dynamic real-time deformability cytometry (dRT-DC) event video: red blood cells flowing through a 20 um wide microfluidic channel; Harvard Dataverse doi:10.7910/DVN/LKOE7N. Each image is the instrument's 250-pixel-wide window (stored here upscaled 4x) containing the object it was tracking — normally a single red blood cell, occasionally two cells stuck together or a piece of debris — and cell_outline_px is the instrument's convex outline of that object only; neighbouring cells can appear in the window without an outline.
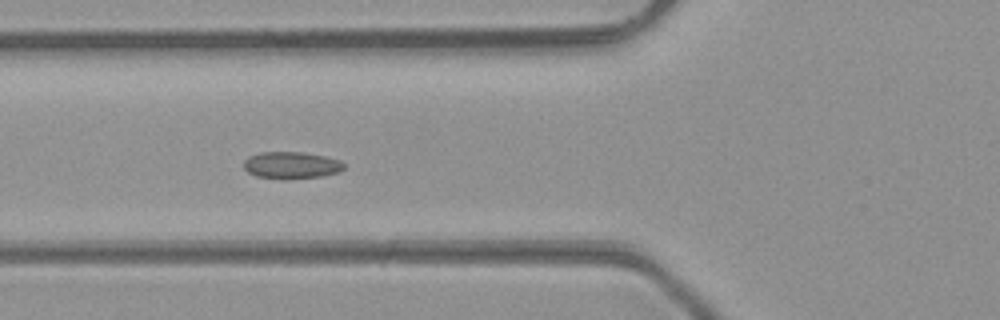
{"species": "common noctule bat (a hibernating species)", "species_latin": "Nyctalus noctula", "temperature_condition": "room temperature", "stored_images_in_passage": 45, "camera_frame_rate_fps": 3000, "um_per_image_px": 0.085, "animal": {"sex": "male", "body_mass_g": 23.1, "forearm_length_mm": 52.7}, "frame": {"image": 1, "passage_image": 14, "time_ms": 4.333, "image_size_px": [1000, 320], "cell_outline_px": [[344, 168], [340, 172], [320, 176], [284, 180], [256, 176], [248, 172], [244, 168], [244, 160], [248, 156], [260, 152], [304, 152], [324, 156], [340, 160], [344, 164]], "centroid_in_image_um": [24.75, 14.04], "position_along_channel_um": 101.1, "area_um2": 15.9}}
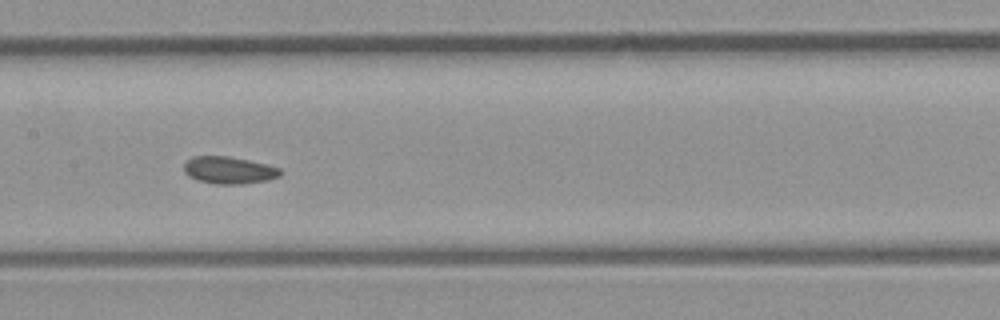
{"frame": {"image": 2, "passage_image": 20, "time_ms": 6.333, "image_size_px": [1000, 320], "cell_outline_px": [[284, 172], [280, 176], [268, 180], [244, 184], [216, 184], [196, 180], [188, 176], [184, 172], [184, 164], [192, 156], [228, 156], [268, 164], [280, 168]], "centroid_in_image_um": [19.48, 14.47], "position_along_channel_um": 187.9, "area_um2": 15.49}}
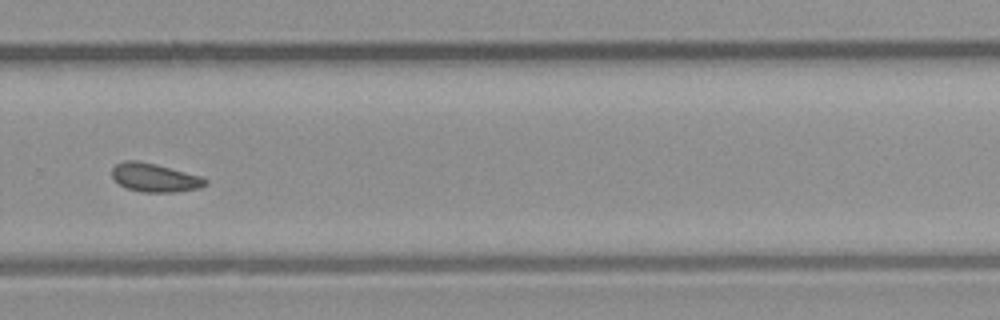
{"frame": {"image": 3, "passage_image": 29, "time_ms": 9.333, "image_size_px": [1000, 320], "cell_outline_px": [[208, 184], [200, 188], [176, 192], [140, 192], [124, 188], [112, 176], [112, 168], [116, 164], [124, 160], [136, 160], [156, 164], [200, 176], [208, 180]], "centroid_in_image_um": [13.15, 15.1], "position_along_channel_um": 316.7, "area_um2": 15.61}, "authors_computed_cell_mechanics": {"area_um2": 15.4904, "velocity_mm_per_s": 4.3098, "shape_relaxation_time_tau1_ms": null, "shape_relaxation_time_tau2_ms": 7.8075, "deformation_change_tau1": null, "deformation_change_tau2": 0.1082}}